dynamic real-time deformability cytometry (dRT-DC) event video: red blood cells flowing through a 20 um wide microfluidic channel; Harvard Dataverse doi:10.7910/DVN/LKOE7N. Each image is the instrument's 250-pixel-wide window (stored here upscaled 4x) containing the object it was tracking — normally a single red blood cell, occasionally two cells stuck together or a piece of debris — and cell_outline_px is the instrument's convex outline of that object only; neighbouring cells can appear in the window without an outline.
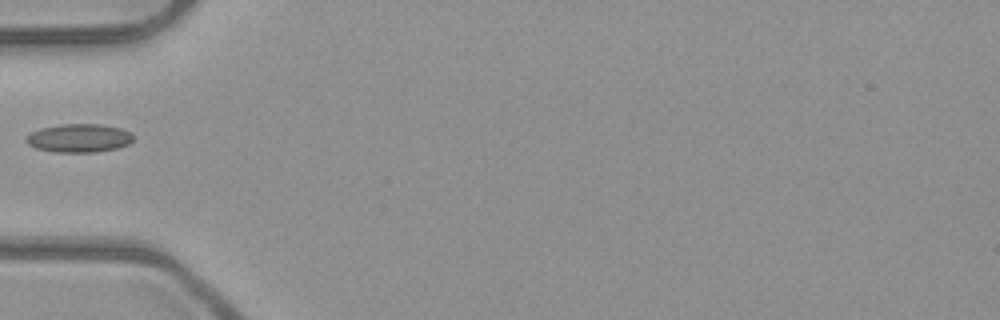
{"species": "common noctule bat (a hibernating species)", "species_latin": "Nyctalus noctula", "temperature_condition": "room temperature", "stored_images_in_passage": 21, "camera_frame_rate_fps": 3000, "um_per_image_px": 0.085, "animal": {"sex": "male", "body_mass_g": 23.1, "forearm_length_mm": 52.7}, "frame": {"image": 1, "passage_image": 1, "time_ms": 0.0, "image_size_px": [1000, 320], "cell_outline_px": [[132, 140], [128, 144], [116, 148], [96, 152], [56, 152], [36, 148], [28, 144], [24, 140], [32, 132], [40, 128], [60, 124], [100, 124], [120, 128], [132, 132]], "centroid_in_image_um": [6.71, 11.73], "position_along_channel_um": 78.3, "area_um2": 17.69}}
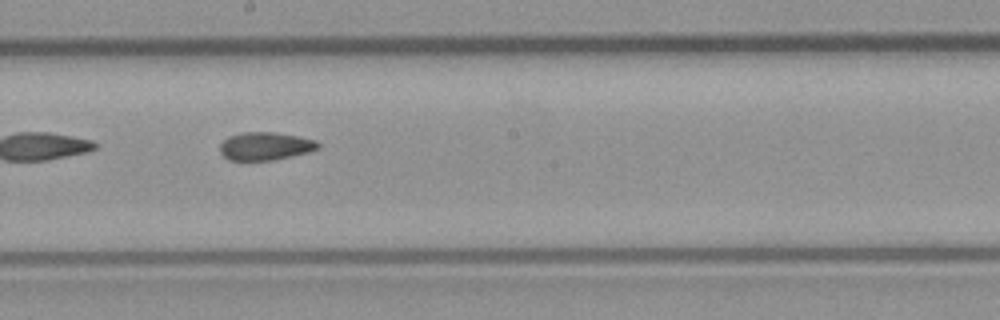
{"frame": {"image": 2, "passage_image": 12, "time_ms": 3.667, "image_size_px": [1000, 320], "cell_outline_px": [[320, 148], [308, 152], [272, 160], [228, 160], [220, 152], [220, 144], [228, 136], [240, 132], [276, 132], [300, 136], [316, 140], [320, 144]], "centroid_in_image_um": [22.55, 12.4], "position_along_channel_um": 225.6, "area_um2": 16.13}}